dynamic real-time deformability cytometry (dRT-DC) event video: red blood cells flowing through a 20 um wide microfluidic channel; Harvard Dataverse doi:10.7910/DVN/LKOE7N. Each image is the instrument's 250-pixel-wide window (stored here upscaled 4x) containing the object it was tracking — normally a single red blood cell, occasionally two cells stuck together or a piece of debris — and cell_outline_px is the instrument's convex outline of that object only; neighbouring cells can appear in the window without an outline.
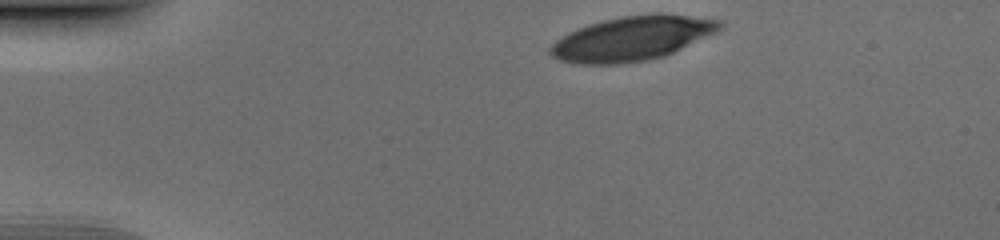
{"species": "human", "species_latin": "Homo sapiens", "temperature_condition": "cold", "stored_images_in_passage": 35, "camera_frame_rate_fps": 3000, "um_per_image_px": 0.085, "donor": {"sex": "male"}, "frame": {"image": 1, "passage_image": 1, "time_ms": 0.0, "image_size_px": [1000, 240], "cell_outline_px": [[724, 28], [716, 32], [664, 56], [648, 60], [620, 64], [576, 64], [560, 60], [552, 56], [548, 52], [548, 48], [556, 40], [568, 32], [576, 28], [604, 20], [624, 16], [656, 12], [660, 12], [720, 20], [724, 24]], "centroid_in_image_um": [53.71, 3.26], "position_along_channel_um": 31.3, "area_um2": 43.93}}
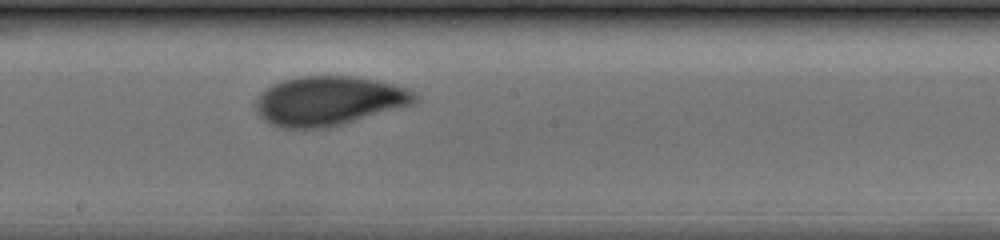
{"frame": {"image": 2, "passage_image": 20, "time_ms": 6.333, "image_size_px": [1000, 240], "cell_outline_px": [[416, 100], [412, 104], [328, 128], [284, 128], [272, 124], [264, 120], [256, 112], [256, 96], [260, 92], [272, 84], [280, 80], [300, 76], [352, 76], [376, 80], [396, 84], [408, 88], [416, 92]], "centroid_in_image_um": [27.92, 8.56], "position_along_channel_um": 220.3, "area_um2": 45.78}}
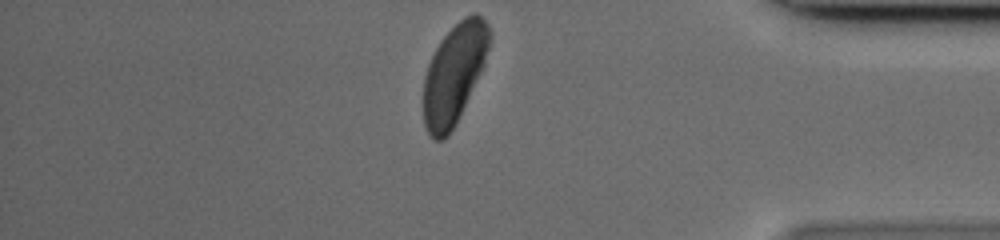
{"frame": {"image": 3, "passage_image": 35, "time_ms": 11.333, "image_size_px": [1000, 240], "cell_outline_px": [[492, 36], [484, 64], [448, 136], [444, 140], [432, 140], [424, 124], [424, 76], [428, 64], [440, 40], [464, 16], [476, 12], [488, 24], [492, 32]], "centroid_in_image_um": [38.6, 6.23], "position_along_channel_um": 396.6, "area_um2": 37.69}}